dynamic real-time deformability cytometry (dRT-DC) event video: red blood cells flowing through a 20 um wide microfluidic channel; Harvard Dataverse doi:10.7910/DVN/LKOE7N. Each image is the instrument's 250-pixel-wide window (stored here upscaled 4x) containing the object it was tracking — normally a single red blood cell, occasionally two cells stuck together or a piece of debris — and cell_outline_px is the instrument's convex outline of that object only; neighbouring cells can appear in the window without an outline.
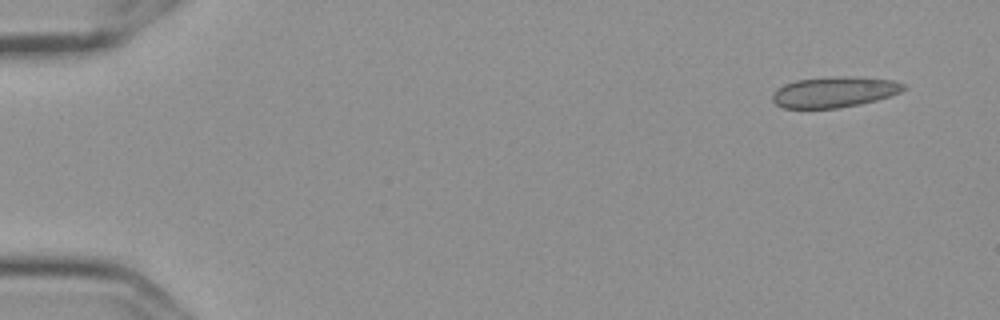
{"species": "Egyptian fruit bat (a non-hibernating species)", "species_latin": "Rousettus aegyptiacus", "temperature_condition": "cold", "stored_images_in_passage": 5, "camera_frame_rate_fps": 3000, "um_per_image_px": 0.085, "frame": {"image": 1, "passage_image": 1, "time_ms": 0.0, "image_size_px": [1000, 320], "cell_outline_px": [[908, 88], [900, 92], [876, 100], [860, 104], [836, 108], [784, 108], [776, 104], [772, 100], [772, 96], [776, 88], [784, 84], [796, 80], [832, 76], [856, 76], [892, 80], [904, 84]], "centroid_in_image_um": [70.91, 7.81], "position_along_channel_um": 14.1, "area_um2": 23.58}}
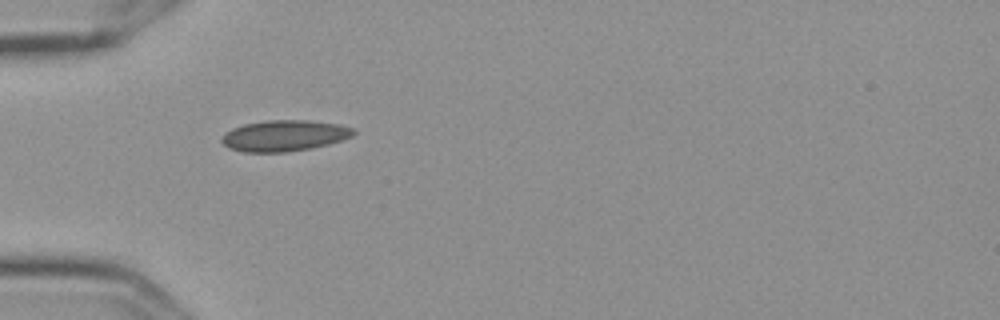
{"frame": {"image": 2, "passage_image": 5, "time_ms": 1.333, "image_size_px": [1000, 320], "cell_outline_px": [[356, 132], [352, 136], [328, 144], [312, 148], [284, 152], [244, 152], [228, 148], [220, 140], [232, 128], [244, 124], [268, 120], [308, 120], [340, 124], [352, 128]], "centroid_in_image_um": [24.17, 11.53], "position_along_channel_um": 60.8, "area_um2": 23.7}}